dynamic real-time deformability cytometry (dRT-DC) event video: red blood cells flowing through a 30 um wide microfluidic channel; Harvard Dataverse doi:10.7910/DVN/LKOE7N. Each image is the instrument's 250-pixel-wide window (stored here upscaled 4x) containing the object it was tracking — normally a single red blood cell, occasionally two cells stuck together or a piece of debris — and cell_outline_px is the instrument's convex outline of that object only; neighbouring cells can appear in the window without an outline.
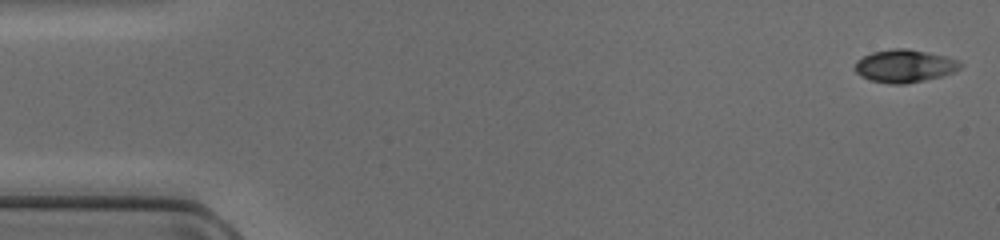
{"species": "common noctule bat (a hibernating species)", "species_latin": "Nyctalus noctula", "temperature_condition": "cold", "stored_images_in_passage": 47, "camera_frame_rate_fps": 3000, "um_per_image_px": 0.085, "animal": {"sex": "female", "body_mass_g": 17.0, "forearm_length_mm": 48.0}, "frame": {"image": 1, "passage_image": 1, "time_ms": 0.0, "image_size_px": [1000, 240], "cell_outline_px": [[964, 64], [960, 68], [952, 72], [940, 76], [924, 80], [904, 84], [888, 84], [872, 80], [860, 76], [852, 68], [856, 60], [872, 52], [892, 48], [908, 48], [948, 56], [960, 60]], "centroid_in_image_um": [76.88, 5.59], "position_along_channel_um": 8.1, "area_um2": 20.4}}
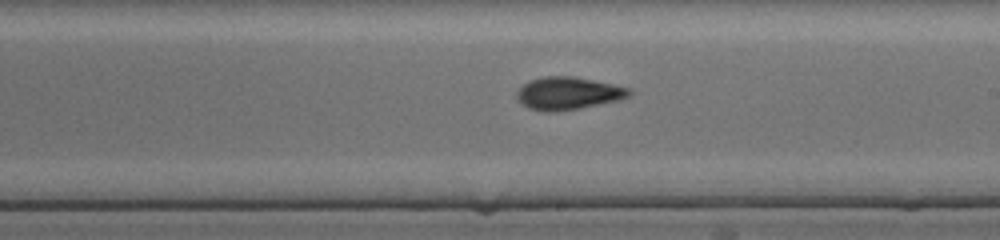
{"frame": {"image": 2, "passage_image": 27, "time_ms": 8.667, "image_size_px": [1000, 240], "cell_outline_px": [[632, 92], [628, 96], [620, 100], [576, 108], [544, 112], [528, 108], [516, 96], [516, 92], [528, 80], [544, 76], [572, 76], [632, 88]], "centroid_in_image_um": [48.29, 7.91], "position_along_channel_um": 240.7, "area_um2": 21.04}}
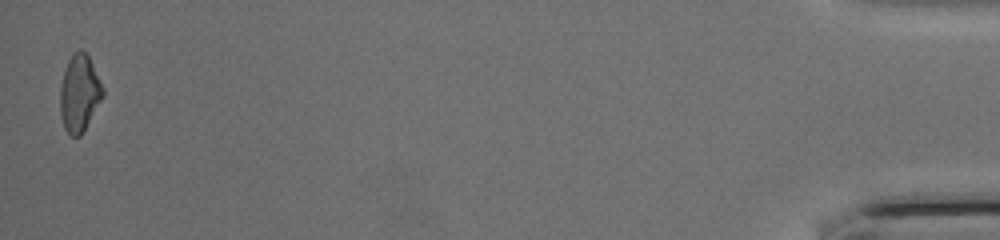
{"frame": {"image": 3, "passage_image": 47, "time_ms": 15.333, "image_size_px": [1000, 240], "cell_outline_px": [[104, 96], [80, 136], [72, 136], [64, 128], [60, 116], [60, 88], [64, 72], [68, 60], [80, 48], [88, 56], [104, 88]], "centroid_in_image_um": [6.75, 7.94], "position_along_channel_um": 428.5, "area_um2": 18.9}}